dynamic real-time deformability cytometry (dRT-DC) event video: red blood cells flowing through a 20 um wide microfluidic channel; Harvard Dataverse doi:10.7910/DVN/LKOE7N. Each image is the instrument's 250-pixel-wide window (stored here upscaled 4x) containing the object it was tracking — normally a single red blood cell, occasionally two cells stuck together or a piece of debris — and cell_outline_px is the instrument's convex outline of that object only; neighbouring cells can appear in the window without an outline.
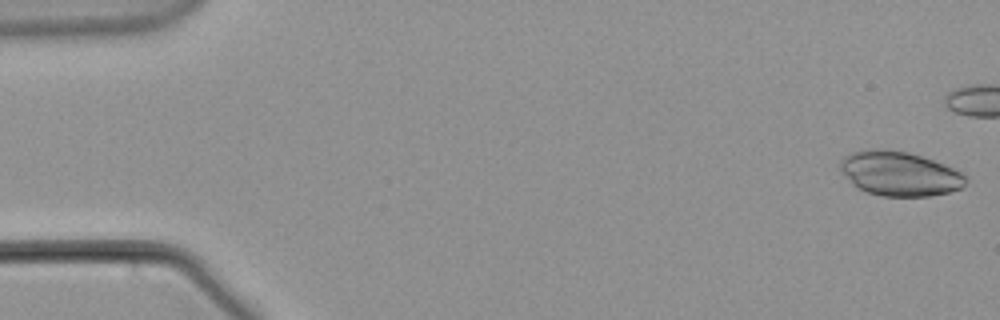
{"species": "common noctule bat (a hibernating species)", "species_latin": "Nyctalus noctula", "temperature_condition": "warm", "stored_images_in_passage": 12, "camera_frame_rate_fps": 3000, "um_per_image_px": 0.085, "animal": {"sex": "male", "body_mass_g": 21.5, "forearm_length_mm": 52.0}, "frame": {"image": 1, "passage_image": 1, "time_ms": 0.0, "image_size_px": [1000, 320], "cell_outline_px": [[968, 180], [960, 188], [948, 192], [928, 196], [880, 196], [856, 188], [840, 172], [840, 160], [844, 156], [852, 152], [872, 148], [884, 148], [908, 152], [944, 164], [960, 172]], "centroid_in_image_um": [76.4, 14.75], "position_along_channel_um": 8.6, "area_um2": 32.54}}